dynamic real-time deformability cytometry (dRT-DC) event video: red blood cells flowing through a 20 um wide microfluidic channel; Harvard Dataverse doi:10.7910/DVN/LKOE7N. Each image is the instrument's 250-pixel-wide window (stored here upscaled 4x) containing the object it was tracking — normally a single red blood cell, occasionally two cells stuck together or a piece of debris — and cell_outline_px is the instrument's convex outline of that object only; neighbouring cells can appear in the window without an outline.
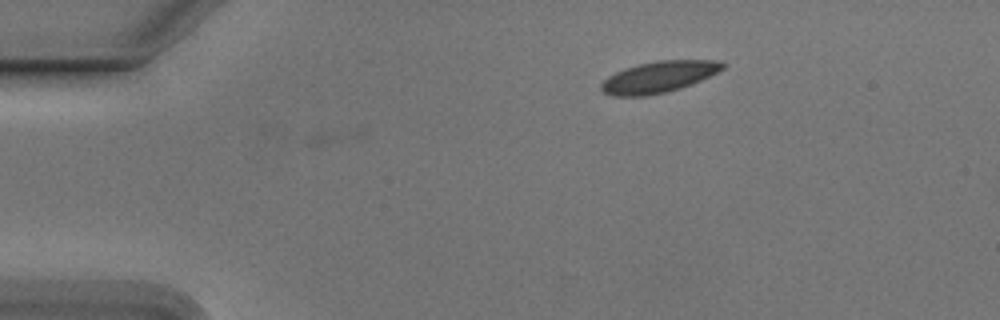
{"species": "Egyptian fruit bat (a non-hibernating species)", "species_latin": "Rousettus aegyptiacus", "temperature_condition": "cold", "stored_images_in_passage": 42, "camera_frame_rate_fps": 3000, "um_per_image_px": 0.085, "animal": {"sex": "male"}, "frame": {"image": 1, "passage_image": 1, "time_ms": 0.0, "image_size_px": [1000, 320], "cell_outline_px": [[728, 64], [724, 68], [692, 84], [668, 92], [648, 96], [612, 96], [604, 92], [600, 88], [600, 84], [608, 76], [624, 68], [640, 64], [660, 60], [716, 60]], "centroid_in_image_um": [55.98, 6.55], "position_along_channel_um": 29.0, "area_um2": 22.14}}
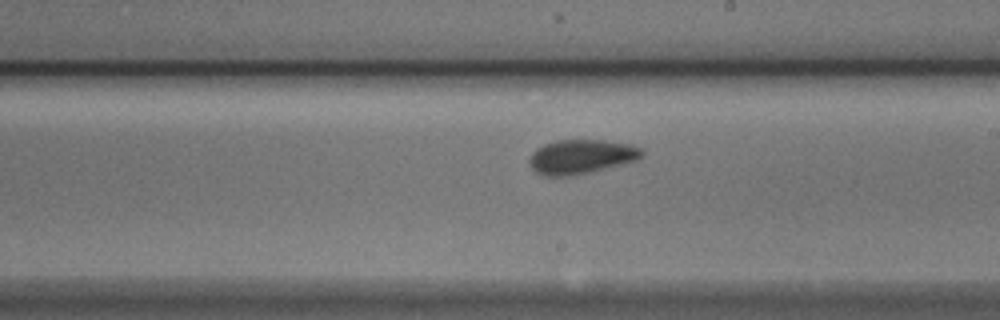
{"frame": {"image": 2, "passage_image": 23, "time_ms": 7.333, "image_size_px": [1000, 320], "cell_outline_px": [[644, 156], [636, 160], [588, 172], [568, 176], [544, 176], [536, 172], [532, 168], [528, 160], [532, 152], [536, 148], [544, 144], [556, 140], [604, 140], [632, 144], [640, 148], [644, 152]], "centroid_in_image_um": [49.38, 13.3], "position_along_channel_um": 239.6, "area_um2": 22.43}}
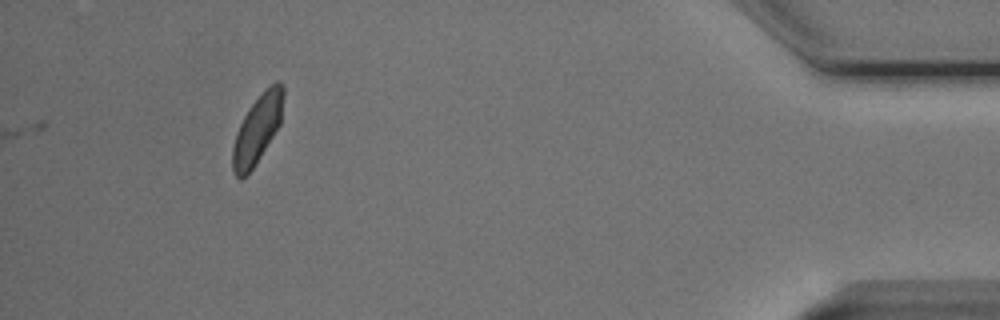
{"frame": {"image": 3, "passage_image": 42, "time_ms": 13.667, "image_size_px": [1000, 320], "cell_outline_px": [[284, 96], [280, 124], [260, 156], [252, 168], [240, 180], [232, 172], [232, 148], [236, 132], [244, 116], [252, 104], [264, 88], [268, 84], [276, 80], [284, 84]], "centroid_in_image_um": [21.88, 10.92], "position_along_channel_um": 413.3, "area_um2": 20.17}, "authors_computed_cell_mechanics": {"area_um2": 21.7906, "velocity_mm_per_s": 3.7374, "shape_relaxation_time_tau1_ms": 4.0335, "shape_relaxation_time_tau2_ms": 1.3198, "deformation_change_tau1": 0.1, "deformation_change_tau2": 0.0561}}